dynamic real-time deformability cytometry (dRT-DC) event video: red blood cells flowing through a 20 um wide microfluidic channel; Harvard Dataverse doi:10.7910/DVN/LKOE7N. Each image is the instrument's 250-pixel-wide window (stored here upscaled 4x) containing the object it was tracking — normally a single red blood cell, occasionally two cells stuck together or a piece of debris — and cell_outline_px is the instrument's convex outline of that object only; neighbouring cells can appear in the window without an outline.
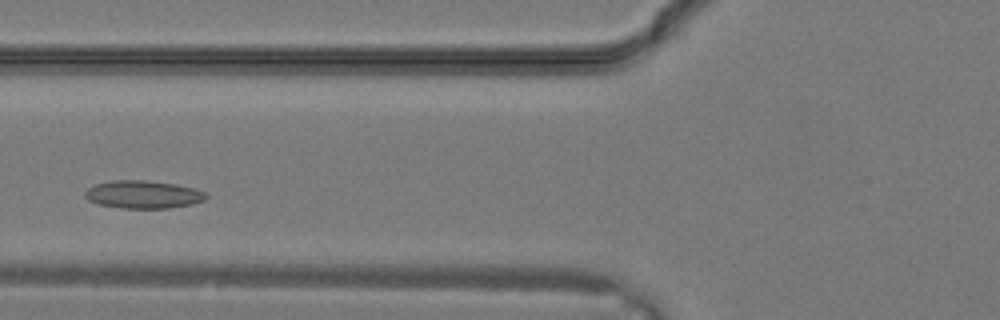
{"species": "common noctule bat (a hibernating species)", "species_latin": "Nyctalus noctula", "temperature_condition": "warm", "stored_images_in_passage": 10, "camera_frame_rate_fps": 3000, "um_per_image_px": 0.085, "animal": {"sex": "male", "body_mass_g": 19.2, "forearm_length_mm": 51.8}, "frame": {"image": 1, "passage_image": 5, "time_ms": 1.333, "image_size_px": [1000, 320], "cell_outline_px": [[208, 196], [204, 200], [192, 204], [168, 208], [120, 208], [100, 204], [88, 200], [84, 196], [84, 192], [88, 188], [96, 184], [112, 180], [144, 180], [176, 184], [208, 192]], "centroid_in_image_um": [12.18, 16.53], "position_along_channel_um": 113.6, "area_um2": 19.65}}
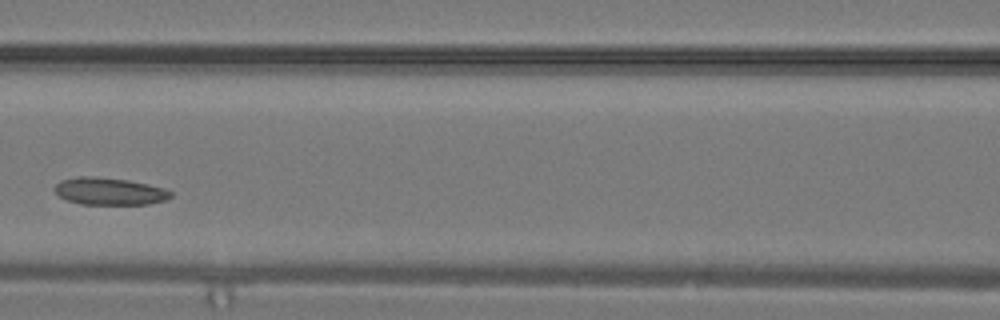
{"frame": {"image": 2, "passage_image": 7, "time_ms": 2.0, "image_size_px": [1000, 320], "cell_outline_px": [[172, 196], [168, 200], [148, 204], [80, 204], [68, 200], [60, 196], [56, 192], [56, 184], [60, 180], [80, 176], [96, 176], [128, 180], [164, 188], [172, 192]], "centroid_in_image_um": [9.33, 16.26], "position_along_channel_um": 157.3, "area_um2": 18.38}}
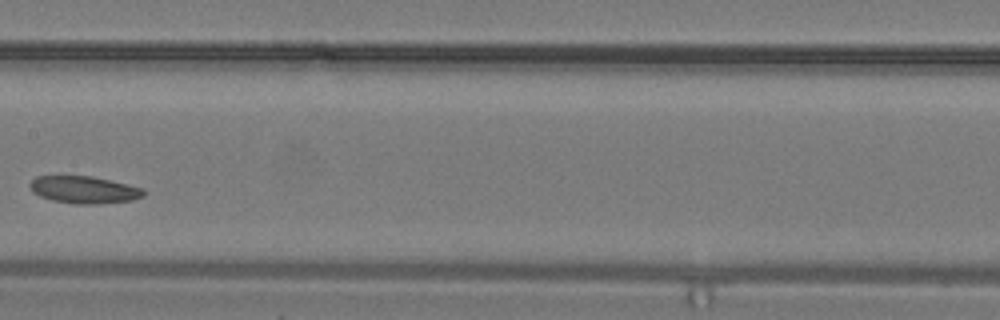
{"frame": {"image": 3, "passage_image": 9, "time_ms": 2.667, "image_size_px": [1000, 320], "cell_outline_px": [[148, 192], [144, 196], [132, 200], [96, 204], [76, 204], [52, 200], [40, 196], [32, 192], [28, 184], [36, 176], [92, 176], [144, 188]], "centroid_in_image_um": [7.16, 16.13], "position_along_channel_um": 200.2, "area_um2": 18.15}}